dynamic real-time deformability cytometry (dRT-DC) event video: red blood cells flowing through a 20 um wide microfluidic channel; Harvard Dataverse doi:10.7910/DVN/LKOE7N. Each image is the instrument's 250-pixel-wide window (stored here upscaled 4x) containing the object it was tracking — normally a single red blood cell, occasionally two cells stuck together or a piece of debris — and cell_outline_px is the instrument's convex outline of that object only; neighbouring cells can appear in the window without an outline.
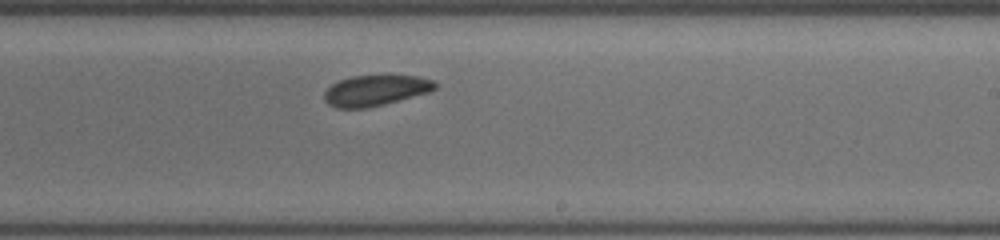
{"species": "common noctule bat (a hibernating species)", "species_latin": "Nyctalus noctula", "temperature_condition": "cold", "stored_images_in_passage": 15, "camera_frame_rate_fps": 3000, "um_per_image_px": 0.085, "animal": {"sex": "female", "body_mass_g": 19.5, "forearm_length_mm": 54.1}, "frame": {"image": 1, "passage_image": 15, "time_ms": 8.667, "image_size_px": [1000, 240], "cell_outline_px": [[440, 84], [432, 92], [368, 108], [336, 108], [328, 104], [324, 100], [324, 92], [332, 84], [340, 80], [352, 76], [416, 76], [432, 80]], "centroid_in_image_um": [31.95, 7.7], "position_along_channel_um": 257.1, "area_um2": 19.88}}